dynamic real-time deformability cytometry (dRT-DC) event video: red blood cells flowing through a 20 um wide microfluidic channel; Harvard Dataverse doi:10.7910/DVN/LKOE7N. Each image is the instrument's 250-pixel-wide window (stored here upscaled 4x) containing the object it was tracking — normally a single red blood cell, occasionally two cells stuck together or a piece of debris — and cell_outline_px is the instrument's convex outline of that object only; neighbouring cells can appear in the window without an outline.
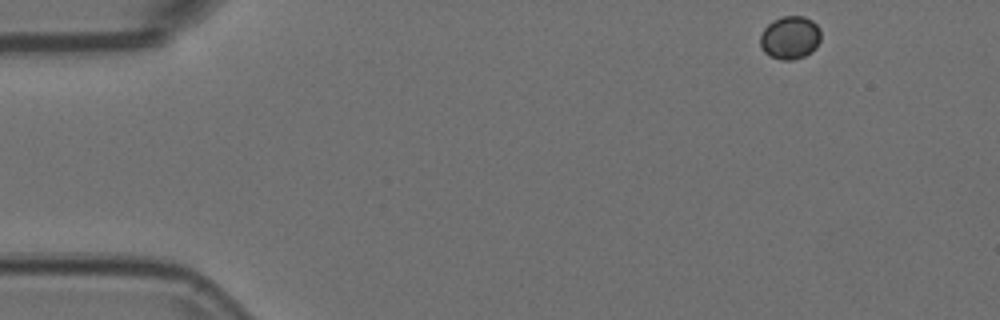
{"species": "Egyptian fruit bat (a non-hibernating species)", "species_latin": "Rousettus aegyptiacus", "temperature_condition": "room temperature", "stored_images_in_passage": 4, "camera_frame_rate_fps": 3000, "um_per_image_px": 0.085, "animal": {"sex": "female"}, "frame": {"image": 1, "passage_image": 1, "time_ms": 0.0, "image_size_px": [1000, 320], "cell_outline_px": [[820, 40], [816, 48], [812, 52], [804, 56], [792, 60], [784, 60], [768, 56], [764, 52], [760, 44], [760, 36], [764, 28], [772, 20], [784, 16], [804, 16], [812, 20], [820, 28]], "centroid_in_image_um": [67.16, 3.2], "position_along_channel_um": 17.8, "area_um2": 15.37}}